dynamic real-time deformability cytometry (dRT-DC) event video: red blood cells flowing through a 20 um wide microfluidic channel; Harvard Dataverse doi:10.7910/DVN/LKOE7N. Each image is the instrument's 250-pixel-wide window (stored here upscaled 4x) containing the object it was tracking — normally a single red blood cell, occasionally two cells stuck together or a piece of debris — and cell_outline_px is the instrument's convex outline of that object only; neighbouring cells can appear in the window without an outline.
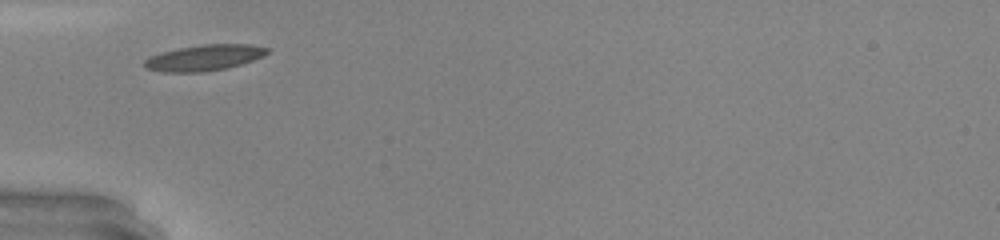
{"species": "common noctule bat (a hibernating species)", "species_latin": "Nyctalus noctula", "temperature_condition": "warm", "stored_images_in_passage": 24, "camera_frame_rate_fps": 3000, "um_per_image_px": 0.085, "animal": {"sex": "male", "body_mass_g": 20.0, "forearm_length_mm": 53.3}, "frame": {"image": 1, "passage_image": 1, "time_ms": 0.0, "image_size_px": [1000, 240], "cell_outline_px": [[272, 48], [264, 56], [228, 68], [204, 72], [160, 72], [144, 68], [144, 60], [160, 52], [180, 48], [204, 44], [248, 44]], "centroid_in_image_um": [17.37, 4.91], "position_along_channel_um": 67.6, "area_um2": 18.61}, "authors_computed_cell_mechanics": {"area_um2": 17.7735, "velocity_mm_per_s": 4.2365, "shape_relaxation_time_tau1_ms": 2.0079, "shape_relaxation_time_tau2_ms": null, "deformation_change_tau1": 0.1361, "deformation_change_tau2": null}}